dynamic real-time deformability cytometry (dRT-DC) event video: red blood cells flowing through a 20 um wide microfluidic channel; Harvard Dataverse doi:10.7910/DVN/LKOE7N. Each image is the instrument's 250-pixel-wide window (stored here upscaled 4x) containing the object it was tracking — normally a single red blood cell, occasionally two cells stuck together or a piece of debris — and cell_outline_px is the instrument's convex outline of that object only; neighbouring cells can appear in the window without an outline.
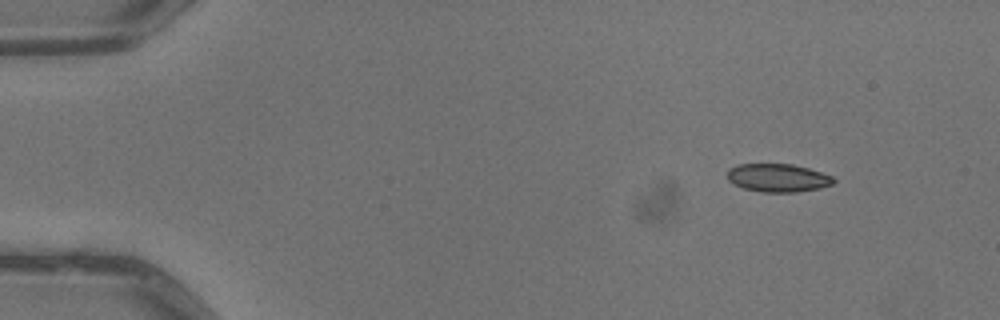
{"species": "common noctule bat (a hibernating species)", "species_latin": "Nyctalus noctula", "temperature_condition": "warm", "stored_images_in_passage": 6, "camera_frame_rate_fps": 3000, "um_per_image_px": 0.085, "animal": {"sex": "male", "body_mass_g": 13.3}, "frame": {"image": 1, "passage_image": 1, "time_ms": 0.0, "image_size_px": [1000, 320], "cell_outline_px": [[836, 180], [832, 184], [820, 188], [796, 192], [760, 192], [744, 188], [732, 184], [728, 180], [728, 168], [736, 164], [792, 164], [808, 168], [832, 176]], "centroid_in_image_um": [66.09, 15.11], "position_along_channel_um": 18.9, "area_um2": 17.51}}
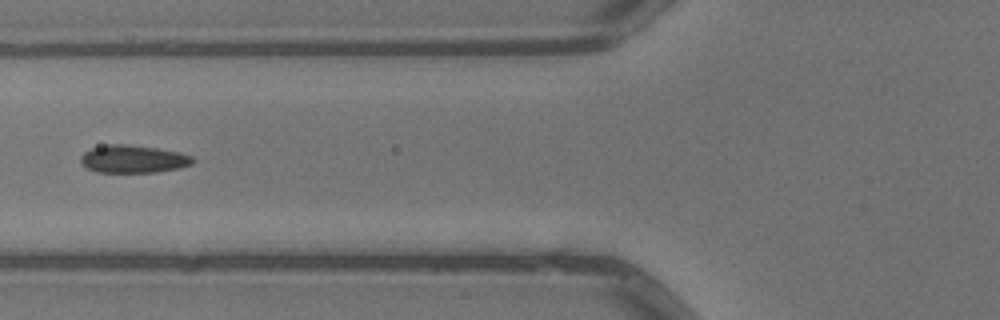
{"frame": {"image": 2, "passage_image": 5, "time_ms": 1.333, "image_size_px": [1000, 320], "cell_outline_px": [[196, 160], [192, 164], [180, 168], [156, 172], [96, 172], [88, 168], [80, 160], [80, 156], [84, 152], [92, 148], [108, 144], [128, 144], [156, 148], [180, 152], [192, 156]], "centroid_in_image_um": [11.35, 13.51], "position_along_channel_um": 114.4, "area_um2": 18.15}}
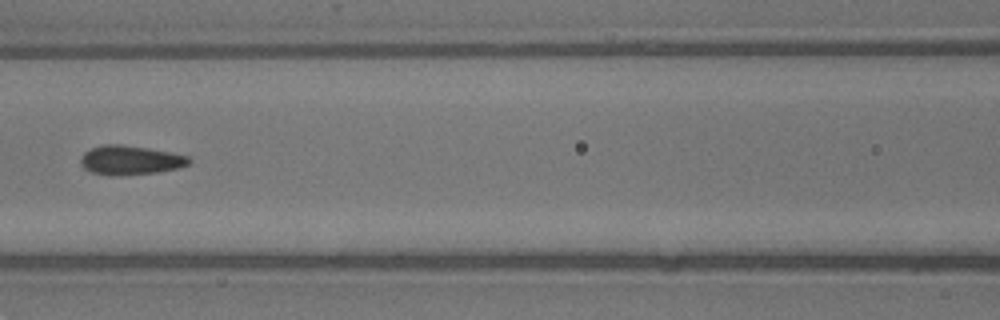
{"frame": {"image": 3, "passage_image": 6, "time_ms": 1.667, "image_size_px": [1000, 320], "cell_outline_px": [[192, 160], [188, 164], [176, 168], [156, 172], [112, 176], [108, 176], [92, 172], [84, 168], [80, 164], [80, 156], [84, 152], [92, 148], [104, 144], [120, 144], [148, 148], [188, 156]], "centroid_in_image_um": [11.02, 13.61], "position_along_channel_um": 155.6, "area_um2": 18.32}}